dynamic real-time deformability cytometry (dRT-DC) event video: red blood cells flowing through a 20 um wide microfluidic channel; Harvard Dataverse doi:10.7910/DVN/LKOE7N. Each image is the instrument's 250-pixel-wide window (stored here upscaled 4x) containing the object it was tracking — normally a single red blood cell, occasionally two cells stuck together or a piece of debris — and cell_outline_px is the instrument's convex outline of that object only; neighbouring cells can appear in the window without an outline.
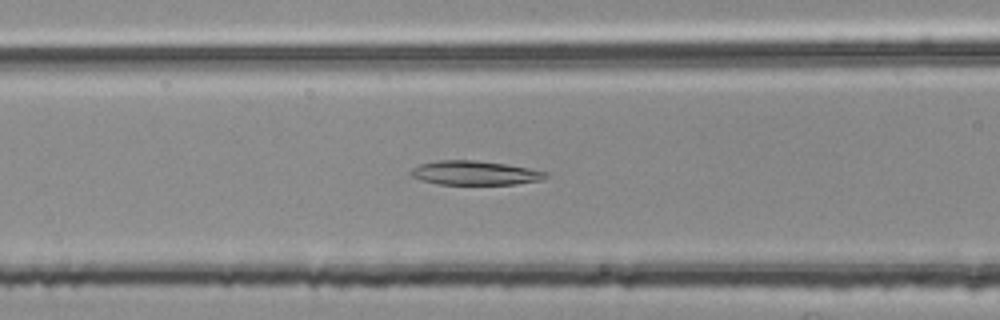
{"species": "common noctule bat (a hibernating species)", "species_latin": "Nyctalus noctula", "temperature_condition": "room temperature", "stored_images_in_passage": 45, "camera_frame_rate_fps": 3000, "um_per_image_px": 0.085, "animal": {"sex": "female", "body_mass_g": 25.1}, "frame": {"image": 1, "passage_image": 13, "time_ms": 4.0, "image_size_px": [1000, 320], "cell_outline_px": [[548, 176], [540, 180], [516, 184], [436, 184], [420, 180], [412, 176], [408, 172], [412, 168], [420, 164], [436, 160], [476, 160], [504, 164], [528, 168], [548, 172]], "centroid_in_image_um": [40.32, 14.7], "position_along_channel_um": 126.3, "area_um2": 18.96}}
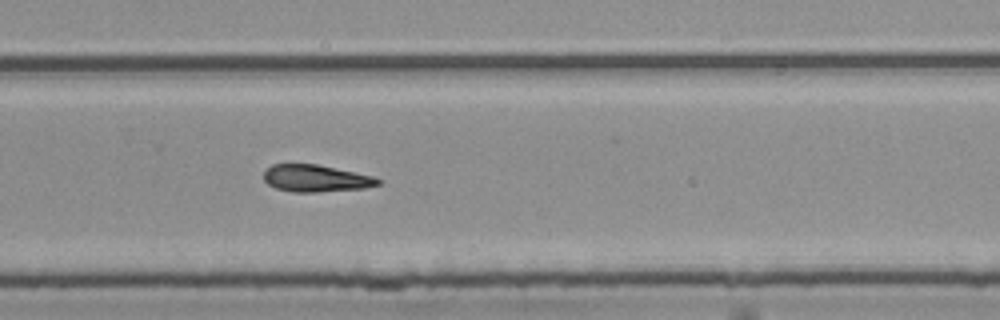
{"frame": {"image": 2, "passage_image": 27, "time_ms": 8.667, "image_size_px": [1000, 320], "cell_outline_px": [[380, 184], [364, 188], [316, 192], [292, 192], [276, 188], [268, 184], [264, 180], [264, 172], [272, 164], [316, 164], [372, 176], [380, 180]], "centroid_in_image_um": [26.81, 15.16], "position_along_channel_um": 303.0, "area_um2": 17.74}}
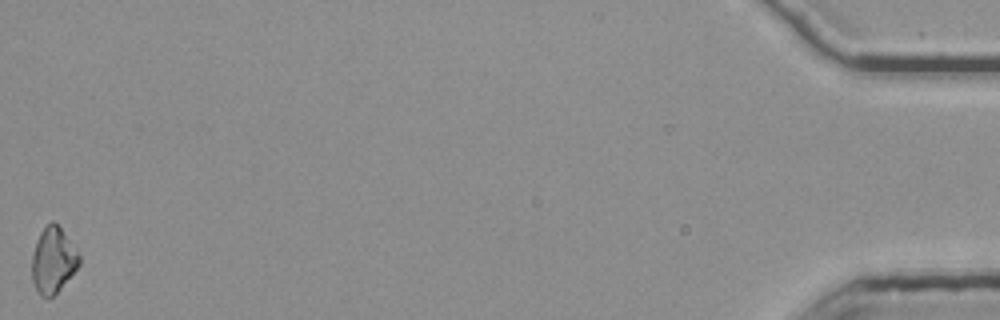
{"frame": {"image": 3, "passage_image": 45, "time_ms": 14.667, "image_size_px": [1000, 320], "cell_outline_px": [[80, 264], [60, 288], [48, 300], [40, 296], [32, 280], [32, 252], [36, 240], [40, 232], [52, 220], [60, 228], [80, 256]], "centroid_in_image_um": [4.48, 22.15], "position_along_channel_um": 430.7, "area_um2": 17.8}}